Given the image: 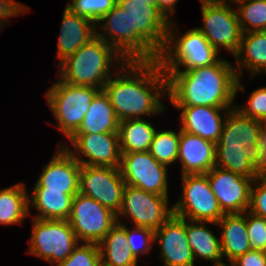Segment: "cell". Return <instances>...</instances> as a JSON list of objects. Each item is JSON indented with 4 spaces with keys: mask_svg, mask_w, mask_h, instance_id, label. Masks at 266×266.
Instances as JSON below:
<instances>
[{
    "mask_svg": "<svg viewBox=\"0 0 266 266\" xmlns=\"http://www.w3.org/2000/svg\"><path fill=\"white\" fill-rule=\"evenodd\" d=\"M119 169L126 185L169 196V167L159 163L149 151L121 153Z\"/></svg>",
    "mask_w": 266,
    "mask_h": 266,
    "instance_id": "obj_12",
    "label": "cell"
},
{
    "mask_svg": "<svg viewBox=\"0 0 266 266\" xmlns=\"http://www.w3.org/2000/svg\"><path fill=\"white\" fill-rule=\"evenodd\" d=\"M232 0H215L200 4L202 21L197 28L220 53L227 50L233 57L239 50L242 30Z\"/></svg>",
    "mask_w": 266,
    "mask_h": 266,
    "instance_id": "obj_6",
    "label": "cell"
},
{
    "mask_svg": "<svg viewBox=\"0 0 266 266\" xmlns=\"http://www.w3.org/2000/svg\"><path fill=\"white\" fill-rule=\"evenodd\" d=\"M98 245L102 266H139L128 243L124 220L117 219V223Z\"/></svg>",
    "mask_w": 266,
    "mask_h": 266,
    "instance_id": "obj_26",
    "label": "cell"
},
{
    "mask_svg": "<svg viewBox=\"0 0 266 266\" xmlns=\"http://www.w3.org/2000/svg\"><path fill=\"white\" fill-rule=\"evenodd\" d=\"M180 111V129L217 143L226 115L232 108L210 106H173Z\"/></svg>",
    "mask_w": 266,
    "mask_h": 266,
    "instance_id": "obj_19",
    "label": "cell"
},
{
    "mask_svg": "<svg viewBox=\"0 0 266 266\" xmlns=\"http://www.w3.org/2000/svg\"><path fill=\"white\" fill-rule=\"evenodd\" d=\"M177 162L181 175L206 174L215 166V143L180 129Z\"/></svg>",
    "mask_w": 266,
    "mask_h": 266,
    "instance_id": "obj_21",
    "label": "cell"
},
{
    "mask_svg": "<svg viewBox=\"0 0 266 266\" xmlns=\"http://www.w3.org/2000/svg\"><path fill=\"white\" fill-rule=\"evenodd\" d=\"M179 0H154L159 10L164 14V16L170 21L173 22V15L176 13V4ZM173 14V15H172Z\"/></svg>",
    "mask_w": 266,
    "mask_h": 266,
    "instance_id": "obj_42",
    "label": "cell"
},
{
    "mask_svg": "<svg viewBox=\"0 0 266 266\" xmlns=\"http://www.w3.org/2000/svg\"><path fill=\"white\" fill-rule=\"evenodd\" d=\"M215 166L254 180L262 173L255 155L243 147H215Z\"/></svg>",
    "mask_w": 266,
    "mask_h": 266,
    "instance_id": "obj_31",
    "label": "cell"
},
{
    "mask_svg": "<svg viewBox=\"0 0 266 266\" xmlns=\"http://www.w3.org/2000/svg\"><path fill=\"white\" fill-rule=\"evenodd\" d=\"M28 195L29 215L30 207L37 213L33 218L44 220H67L69 218L73 196L55 190H32Z\"/></svg>",
    "mask_w": 266,
    "mask_h": 266,
    "instance_id": "obj_28",
    "label": "cell"
},
{
    "mask_svg": "<svg viewBox=\"0 0 266 266\" xmlns=\"http://www.w3.org/2000/svg\"><path fill=\"white\" fill-rule=\"evenodd\" d=\"M263 131H266V118L262 121Z\"/></svg>",
    "mask_w": 266,
    "mask_h": 266,
    "instance_id": "obj_45",
    "label": "cell"
},
{
    "mask_svg": "<svg viewBox=\"0 0 266 266\" xmlns=\"http://www.w3.org/2000/svg\"><path fill=\"white\" fill-rule=\"evenodd\" d=\"M182 194L173 204V214L192 221L217 223L225 214L211 190L206 174L181 175Z\"/></svg>",
    "mask_w": 266,
    "mask_h": 266,
    "instance_id": "obj_9",
    "label": "cell"
},
{
    "mask_svg": "<svg viewBox=\"0 0 266 266\" xmlns=\"http://www.w3.org/2000/svg\"><path fill=\"white\" fill-rule=\"evenodd\" d=\"M68 141L74 150L67 144ZM68 141H61V145L80 165L119 168L121 152L118 132L73 134Z\"/></svg>",
    "mask_w": 266,
    "mask_h": 266,
    "instance_id": "obj_14",
    "label": "cell"
},
{
    "mask_svg": "<svg viewBox=\"0 0 266 266\" xmlns=\"http://www.w3.org/2000/svg\"><path fill=\"white\" fill-rule=\"evenodd\" d=\"M155 244L159 245L164 266H195V259L188 244L186 219L174 214L157 230Z\"/></svg>",
    "mask_w": 266,
    "mask_h": 266,
    "instance_id": "obj_18",
    "label": "cell"
},
{
    "mask_svg": "<svg viewBox=\"0 0 266 266\" xmlns=\"http://www.w3.org/2000/svg\"><path fill=\"white\" fill-rule=\"evenodd\" d=\"M26 189V184L19 182L0 189V225H22L29 217V192Z\"/></svg>",
    "mask_w": 266,
    "mask_h": 266,
    "instance_id": "obj_30",
    "label": "cell"
},
{
    "mask_svg": "<svg viewBox=\"0 0 266 266\" xmlns=\"http://www.w3.org/2000/svg\"><path fill=\"white\" fill-rule=\"evenodd\" d=\"M116 4L117 0H69L65 7L96 24Z\"/></svg>",
    "mask_w": 266,
    "mask_h": 266,
    "instance_id": "obj_34",
    "label": "cell"
},
{
    "mask_svg": "<svg viewBox=\"0 0 266 266\" xmlns=\"http://www.w3.org/2000/svg\"><path fill=\"white\" fill-rule=\"evenodd\" d=\"M257 164L260 166L262 173L266 174V131L260 136V142L255 154Z\"/></svg>",
    "mask_w": 266,
    "mask_h": 266,
    "instance_id": "obj_43",
    "label": "cell"
},
{
    "mask_svg": "<svg viewBox=\"0 0 266 266\" xmlns=\"http://www.w3.org/2000/svg\"><path fill=\"white\" fill-rule=\"evenodd\" d=\"M180 129L156 130L151 146L150 154L161 164L169 167L178 160Z\"/></svg>",
    "mask_w": 266,
    "mask_h": 266,
    "instance_id": "obj_33",
    "label": "cell"
},
{
    "mask_svg": "<svg viewBox=\"0 0 266 266\" xmlns=\"http://www.w3.org/2000/svg\"><path fill=\"white\" fill-rule=\"evenodd\" d=\"M263 253H264V256H265V258H266V247H265V249L263 250Z\"/></svg>",
    "mask_w": 266,
    "mask_h": 266,
    "instance_id": "obj_48",
    "label": "cell"
},
{
    "mask_svg": "<svg viewBox=\"0 0 266 266\" xmlns=\"http://www.w3.org/2000/svg\"><path fill=\"white\" fill-rule=\"evenodd\" d=\"M80 170L81 165L59 143L50 161L43 166L33 190L62 191L74 197L79 193Z\"/></svg>",
    "mask_w": 266,
    "mask_h": 266,
    "instance_id": "obj_17",
    "label": "cell"
},
{
    "mask_svg": "<svg viewBox=\"0 0 266 266\" xmlns=\"http://www.w3.org/2000/svg\"><path fill=\"white\" fill-rule=\"evenodd\" d=\"M157 128L145 118L120 121L118 128L121 153L149 151Z\"/></svg>",
    "mask_w": 266,
    "mask_h": 266,
    "instance_id": "obj_29",
    "label": "cell"
},
{
    "mask_svg": "<svg viewBox=\"0 0 266 266\" xmlns=\"http://www.w3.org/2000/svg\"><path fill=\"white\" fill-rule=\"evenodd\" d=\"M165 73L171 106L234 108L237 93L246 91L235 66L223 57L208 66Z\"/></svg>",
    "mask_w": 266,
    "mask_h": 266,
    "instance_id": "obj_2",
    "label": "cell"
},
{
    "mask_svg": "<svg viewBox=\"0 0 266 266\" xmlns=\"http://www.w3.org/2000/svg\"><path fill=\"white\" fill-rule=\"evenodd\" d=\"M31 219L28 254L54 265L66 260L80 243L67 220Z\"/></svg>",
    "mask_w": 266,
    "mask_h": 266,
    "instance_id": "obj_8",
    "label": "cell"
},
{
    "mask_svg": "<svg viewBox=\"0 0 266 266\" xmlns=\"http://www.w3.org/2000/svg\"><path fill=\"white\" fill-rule=\"evenodd\" d=\"M211 1H215V0H199L200 4L206 3V2H211Z\"/></svg>",
    "mask_w": 266,
    "mask_h": 266,
    "instance_id": "obj_46",
    "label": "cell"
},
{
    "mask_svg": "<svg viewBox=\"0 0 266 266\" xmlns=\"http://www.w3.org/2000/svg\"><path fill=\"white\" fill-rule=\"evenodd\" d=\"M53 266H101V253L97 243H79L70 256Z\"/></svg>",
    "mask_w": 266,
    "mask_h": 266,
    "instance_id": "obj_35",
    "label": "cell"
},
{
    "mask_svg": "<svg viewBox=\"0 0 266 266\" xmlns=\"http://www.w3.org/2000/svg\"><path fill=\"white\" fill-rule=\"evenodd\" d=\"M231 266H266V258L261 250H250L230 263Z\"/></svg>",
    "mask_w": 266,
    "mask_h": 266,
    "instance_id": "obj_41",
    "label": "cell"
},
{
    "mask_svg": "<svg viewBox=\"0 0 266 266\" xmlns=\"http://www.w3.org/2000/svg\"><path fill=\"white\" fill-rule=\"evenodd\" d=\"M242 33L266 30V0H232Z\"/></svg>",
    "mask_w": 266,
    "mask_h": 266,
    "instance_id": "obj_32",
    "label": "cell"
},
{
    "mask_svg": "<svg viewBox=\"0 0 266 266\" xmlns=\"http://www.w3.org/2000/svg\"><path fill=\"white\" fill-rule=\"evenodd\" d=\"M223 260L228 264L252 250L246 227V211L225 214L218 222Z\"/></svg>",
    "mask_w": 266,
    "mask_h": 266,
    "instance_id": "obj_23",
    "label": "cell"
},
{
    "mask_svg": "<svg viewBox=\"0 0 266 266\" xmlns=\"http://www.w3.org/2000/svg\"><path fill=\"white\" fill-rule=\"evenodd\" d=\"M120 120L109 97L100 90L93 98L83 122L74 134L118 132Z\"/></svg>",
    "mask_w": 266,
    "mask_h": 266,
    "instance_id": "obj_27",
    "label": "cell"
},
{
    "mask_svg": "<svg viewBox=\"0 0 266 266\" xmlns=\"http://www.w3.org/2000/svg\"><path fill=\"white\" fill-rule=\"evenodd\" d=\"M221 266H231V265L227 263V264H224V265H221Z\"/></svg>",
    "mask_w": 266,
    "mask_h": 266,
    "instance_id": "obj_49",
    "label": "cell"
},
{
    "mask_svg": "<svg viewBox=\"0 0 266 266\" xmlns=\"http://www.w3.org/2000/svg\"><path fill=\"white\" fill-rule=\"evenodd\" d=\"M246 227L251 248L263 251L266 247V219L246 211Z\"/></svg>",
    "mask_w": 266,
    "mask_h": 266,
    "instance_id": "obj_38",
    "label": "cell"
},
{
    "mask_svg": "<svg viewBox=\"0 0 266 266\" xmlns=\"http://www.w3.org/2000/svg\"><path fill=\"white\" fill-rule=\"evenodd\" d=\"M235 108L243 115L262 122L266 118V86L255 89L247 102L235 105Z\"/></svg>",
    "mask_w": 266,
    "mask_h": 266,
    "instance_id": "obj_37",
    "label": "cell"
},
{
    "mask_svg": "<svg viewBox=\"0 0 266 266\" xmlns=\"http://www.w3.org/2000/svg\"><path fill=\"white\" fill-rule=\"evenodd\" d=\"M126 236L132 254L137 260L140 255H148L155 244V231L150 228L132 227L126 224Z\"/></svg>",
    "mask_w": 266,
    "mask_h": 266,
    "instance_id": "obj_36",
    "label": "cell"
},
{
    "mask_svg": "<svg viewBox=\"0 0 266 266\" xmlns=\"http://www.w3.org/2000/svg\"><path fill=\"white\" fill-rule=\"evenodd\" d=\"M169 196L153 194L138 187L125 185L117 219L128 218L132 226L157 230L172 215Z\"/></svg>",
    "mask_w": 266,
    "mask_h": 266,
    "instance_id": "obj_10",
    "label": "cell"
},
{
    "mask_svg": "<svg viewBox=\"0 0 266 266\" xmlns=\"http://www.w3.org/2000/svg\"><path fill=\"white\" fill-rule=\"evenodd\" d=\"M29 6L16 0H0V18L10 19L28 13Z\"/></svg>",
    "mask_w": 266,
    "mask_h": 266,
    "instance_id": "obj_40",
    "label": "cell"
},
{
    "mask_svg": "<svg viewBox=\"0 0 266 266\" xmlns=\"http://www.w3.org/2000/svg\"><path fill=\"white\" fill-rule=\"evenodd\" d=\"M125 181L116 167L81 165L79 193L91 197L117 214Z\"/></svg>",
    "mask_w": 266,
    "mask_h": 266,
    "instance_id": "obj_15",
    "label": "cell"
},
{
    "mask_svg": "<svg viewBox=\"0 0 266 266\" xmlns=\"http://www.w3.org/2000/svg\"><path fill=\"white\" fill-rule=\"evenodd\" d=\"M248 211L266 219V174L264 173L253 181Z\"/></svg>",
    "mask_w": 266,
    "mask_h": 266,
    "instance_id": "obj_39",
    "label": "cell"
},
{
    "mask_svg": "<svg viewBox=\"0 0 266 266\" xmlns=\"http://www.w3.org/2000/svg\"><path fill=\"white\" fill-rule=\"evenodd\" d=\"M175 24V21L171 22L167 42L158 56L164 72L186 71L208 66L220 58V53L197 28H191L181 34Z\"/></svg>",
    "mask_w": 266,
    "mask_h": 266,
    "instance_id": "obj_4",
    "label": "cell"
},
{
    "mask_svg": "<svg viewBox=\"0 0 266 266\" xmlns=\"http://www.w3.org/2000/svg\"><path fill=\"white\" fill-rule=\"evenodd\" d=\"M96 36L95 23L64 8L57 42V64Z\"/></svg>",
    "mask_w": 266,
    "mask_h": 266,
    "instance_id": "obj_22",
    "label": "cell"
},
{
    "mask_svg": "<svg viewBox=\"0 0 266 266\" xmlns=\"http://www.w3.org/2000/svg\"><path fill=\"white\" fill-rule=\"evenodd\" d=\"M126 61L102 38L95 36L57 65V77L68 84L103 90L107 81Z\"/></svg>",
    "mask_w": 266,
    "mask_h": 266,
    "instance_id": "obj_3",
    "label": "cell"
},
{
    "mask_svg": "<svg viewBox=\"0 0 266 266\" xmlns=\"http://www.w3.org/2000/svg\"><path fill=\"white\" fill-rule=\"evenodd\" d=\"M9 21H11V19L10 20H7V19H1L0 18V30L2 31L3 30V28L5 29L6 27L5 26H9L10 24V22ZM8 22V23H7Z\"/></svg>",
    "mask_w": 266,
    "mask_h": 266,
    "instance_id": "obj_44",
    "label": "cell"
},
{
    "mask_svg": "<svg viewBox=\"0 0 266 266\" xmlns=\"http://www.w3.org/2000/svg\"><path fill=\"white\" fill-rule=\"evenodd\" d=\"M206 224L217 225L215 222L186 219V235L194 259H198L199 263L202 259L210 261L213 266L224 265L220 236L215 235Z\"/></svg>",
    "mask_w": 266,
    "mask_h": 266,
    "instance_id": "obj_25",
    "label": "cell"
},
{
    "mask_svg": "<svg viewBox=\"0 0 266 266\" xmlns=\"http://www.w3.org/2000/svg\"><path fill=\"white\" fill-rule=\"evenodd\" d=\"M234 59L235 71L240 80L244 76V70H249L250 79L257 74H266V30L242 33Z\"/></svg>",
    "mask_w": 266,
    "mask_h": 266,
    "instance_id": "obj_24",
    "label": "cell"
},
{
    "mask_svg": "<svg viewBox=\"0 0 266 266\" xmlns=\"http://www.w3.org/2000/svg\"><path fill=\"white\" fill-rule=\"evenodd\" d=\"M212 192L224 214L248 211L254 179L214 166L206 173Z\"/></svg>",
    "mask_w": 266,
    "mask_h": 266,
    "instance_id": "obj_16",
    "label": "cell"
},
{
    "mask_svg": "<svg viewBox=\"0 0 266 266\" xmlns=\"http://www.w3.org/2000/svg\"><path fill=\"white\" fill-rule=\"evenodd\" d=\"M67 221L80 243L99 244L117 223V215L93 198L78 193L73 197Z\"/></svg>",
    "mask_w": 266,
    "mask_h": 266,
    "instance_id": "obj_11",
    "label": "cell"
},
{
    "mask_svg": "<svg viewBox=\"0 0 266 266\" xmlns=\"http://www.w3.org/2000/svg\"><path fill=\"white\" fill-rule=\"evenodd\" d=\"M133 1H146V0H133ZM150 1L152 4H154V0H148Z\"/></svg>",
    "mask_w": 266,
    "mask_h": 266,
    "instance_id": "obj_47",
    "label": "cell"
},
{
    "mask_svg": "<svg viewBox=\"0 0 266 266\" xmlns=\"http://www.w3.org/2000/svg\"><path fill=\"white\" fill-rule=\"evenodd\" d=\"M96 36L102 38L127 61H151L158 55L133 31L129 15L117 3L96 24Z\"/></svg>",
    "mask_w": 266,
    "mask_h": 266,
    "instance_id": "obj_7",
    "label": "cell"
},
{
    "mask_svg": "<svg viewBox=\"0 0 266 266\" xmlns=\"http://www.w3.org/2000/svg\"><path fill=\"white\" fill-rule=\"evenodd\" d=\"M103 90L120 121L160 115L166 110L161 97H167V75L158 59L126 61Z\"/></svg>",
    "mask_w": 266,
    "mask_h": 266,
    "instance_id": "obj_1",
    "label": "cell"
},
{
    "mask_svg": "<svg viewBox=\"0 0 266 266\" xmlns=\"http://www.w3.org/2000/svg\"><path fill=\"white\" fill-rule=\"evenodd\" d=\"M129 15L133 30L158 56L167 42L171 22L150 1L117 0Z\"/></svg>",
    "mask_w": 266,
    "mask_h": 266,
    "instance_id": "obj_13",
    "label": "cell"
},
{
    "mask_svg": "<svg viewBox=\"0 0 266 266\" xmlns=\"http://www.w3.org/2000/svg\"><path fill=\"white\" fill-rule=\"evenodd\" d=\"M262 132L261 121L243 115L234 107L225 117L221 135L215 147H243L255 155Z\"/></svg>",
    "mask_w": 266,
    "mask_h": 266,
    "instance_id": "obj_20",
    "label": "cell"
},
{
    "mask_svg": "<svg viewBox=\"0 0 266 266\" xmlns=\"http://www.w3.org/2000/svg\"><path fill=\"white\" fill-rule=\"evenodd\" d=\"M57 81L44 94L57 123H53L68 139L79 129L99 88Z\"/></svg>",
    "mask_w": 266,
    "mask_h": 266,
    "instance_id": "obj_5",
    "label": "cell"
}]
</instances>
